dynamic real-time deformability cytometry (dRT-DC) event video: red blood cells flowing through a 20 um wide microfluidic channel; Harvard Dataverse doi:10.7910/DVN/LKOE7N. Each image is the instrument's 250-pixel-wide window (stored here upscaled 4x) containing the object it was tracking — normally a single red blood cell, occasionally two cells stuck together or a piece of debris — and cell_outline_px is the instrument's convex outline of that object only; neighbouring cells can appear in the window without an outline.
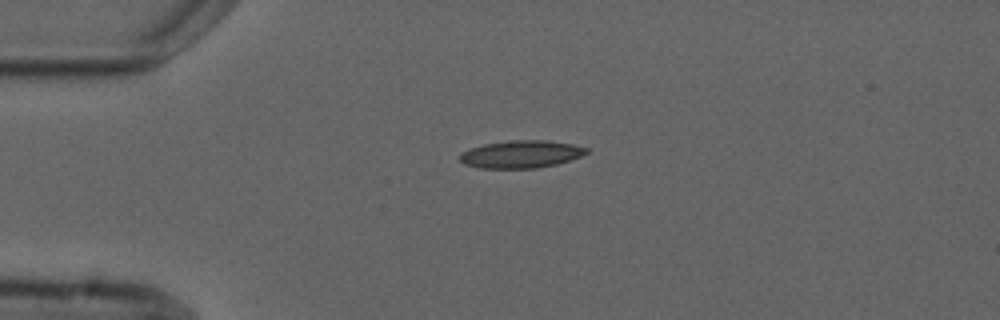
{"species": "common noctule bat (a hibernating species)", "species_latin": "Nyctalus noctula", "temperature_condition": "cold", "stored_images_in_passage": 3, "camera_frame_rate_fps": 3000, "um_per_image_px": 0.085, "animal": {"sex": "male", "forearm_length_mm": 52.5}, "frame": {"image": 1, "passage_image": 1, "time_ms": 0.0, "image_size_px": [1000, 320], "cell_outline_px": [[588, 152], [580, 156], [556, 164], [536, 168], [480, 168], [464, 164], [460, 160], [460, 156], [464, 152], [472, 148], [484, 144], [508, 140], [544, 140], [572, 144], [588, 148]], "centroid_in_image_um": [44.29, 13.1], "position_along_channel_um": 40.7, "area_um2": 20.06}}
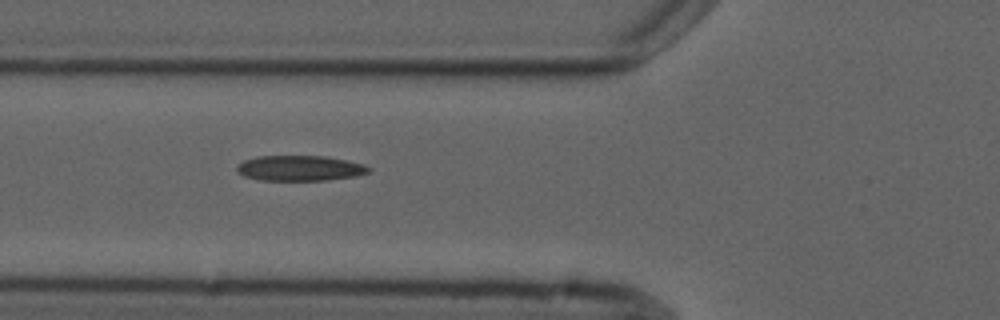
{"frame": {"image": 2, "passage_image": 3, "time_ms": 2.333, "image_size_px": [1000, 320], "cell_outline_px": [[372, 168], [368, 172], [356, 176], [328, 180], [260, 180], [244, 176], [236, 168], [244, 160], [256, 156], [324, 156], [364, 164]], "centroid_in_image_um": [25.51, 14.29], "position_along_channel_um": 100.3, "area_um2": 19.31}}